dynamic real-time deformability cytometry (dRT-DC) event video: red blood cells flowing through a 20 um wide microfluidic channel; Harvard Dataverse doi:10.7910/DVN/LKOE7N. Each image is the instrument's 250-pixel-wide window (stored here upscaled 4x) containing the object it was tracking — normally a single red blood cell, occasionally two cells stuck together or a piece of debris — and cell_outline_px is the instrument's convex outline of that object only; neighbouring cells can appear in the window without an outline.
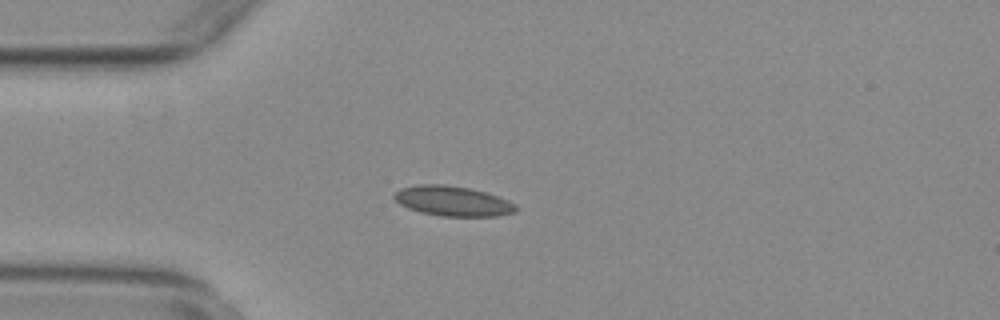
{"species": "common noctule bat (a hibernating species)", "species_latin": "Nyctalus noctula", "temperature_condition": "warm", "stored_images_in_passage": 13, "camera_frame_rate_fps": 3000, "um_per_image_px": 0.085, "animal": {"sex": "female", "body_mass_g": 29.2, "forearm_length_mm": 56.3}, "frame": {"image": 1, "passage_image": 4, "time_ms": 1.0, "image_size_px": [1000, 320], "cell_outline_px": [[516, 212], [496, 216], [440, 216], [420, 212], [408, 208], [400, 204], [392, 196], [400, 188], [420, 184], [444, 184], [468, 188], [484, 192], [508, 200], [516, 204]], "centroid_in_image_um": [38.46, 17.09], "position_along_channel_um": 46.5, "area_um2": 21.15}}
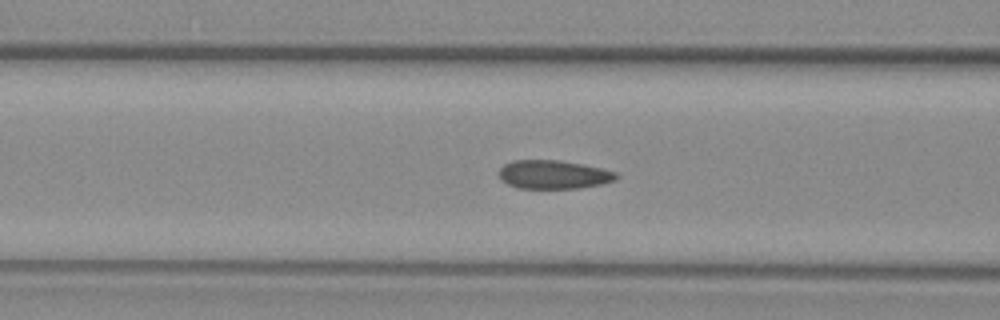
{"frame": {"image": 2, "passage_image": 11, "time_ms": 3.333, "image_size_px": [1000, 320], "cell_outline_px": [[620, 176], [616, 180], [600, 184], [580, 188], [516, 188], [500, 180], [496, 172], [504, 164], [512, 160], [560, 160], [584, 164], [616, 172]], "centroid_in_image_um": [47.01, 14.83], "position_along_channel_um": 119.6, "area_um2": 19.83}}